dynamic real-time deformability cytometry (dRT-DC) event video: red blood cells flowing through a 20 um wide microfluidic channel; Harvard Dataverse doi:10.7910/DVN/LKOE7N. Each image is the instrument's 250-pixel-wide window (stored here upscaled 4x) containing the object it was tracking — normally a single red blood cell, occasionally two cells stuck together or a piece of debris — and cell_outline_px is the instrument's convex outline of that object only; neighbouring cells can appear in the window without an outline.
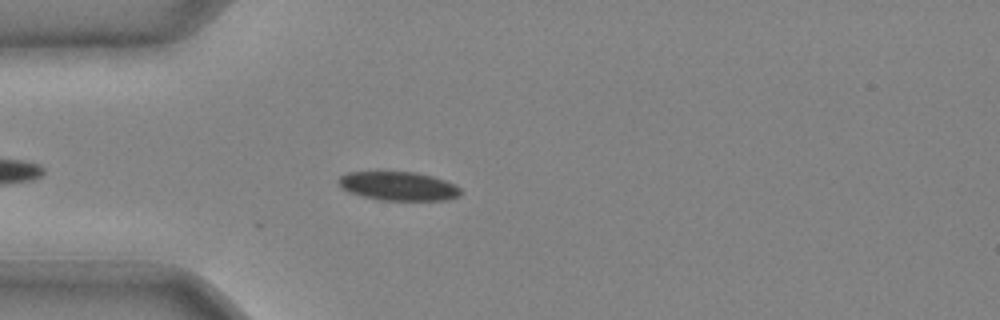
{"species": "common noctule bat (a hibernating species)", "species_latin": "Nyctalus noctula", "temperature_condition": "cold", "stored_images_in_passage": 25, "camera_frame_rate_fps": 3000, "um_per_image_px": 0.085, "animal": {"sex": "male", "body_mass_g": 20.4}, "frame": {"image": 1, "passage_image": 5, "time_ms": 1.333, "image_size_px": [1000, 320], "cell_outline_px": [[460, 192], [456, 196], [444, 200], [384, 200], [364, 196], [348, 192], [340, 184], [340, 176], [348, 172], [416, 172], [432, 176], [444, 180], [460, 188]], "centroid_in_image_um": [33.86, 15.81], "position_along_channel_um": 51.1, "area_um2": 20.0}}
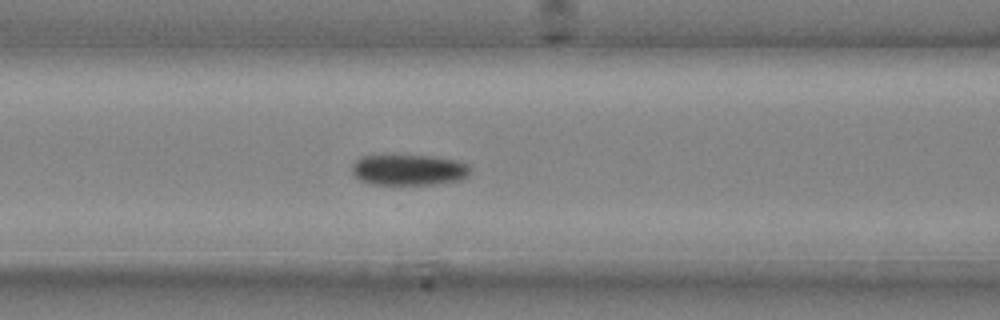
{"frame": {"image": 2, "passage_image": 11, "time_ms": 3.333, "image_size_px": [1000, 320], "cell_outline_px": [[472, 168], [468, 176], [460, 180], [436, 184], [368, 184], [360, 180], [352, 172], [352, 164], [360, 156], [384, 152], [392, 152], [432, 156], [460, 160], [468, 164]], "centroid_in_image_um": [34.72, 14.37], "position_along_channel_um": 131.9, "area_um2": 22.54}}
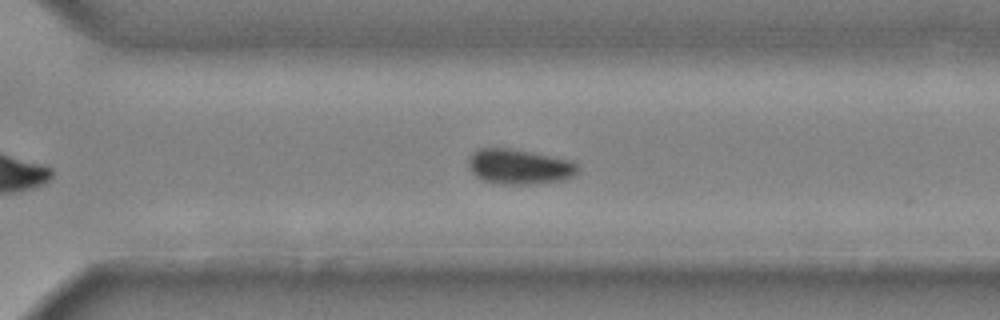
{"frame": {"image": 3, "passage_image": 24, "time_ms": 7.667, "image_size_px": [1000, 320], "cell_outline_px": [[580, 168], [576, 176], [564, 180], [532, 184], [496, 184], [484, 180], [476, 176], [468, 168], [468, 160], [472, 152], [480, 148], [508, 148], [572, 160]], "centroid_in_image_um": [44.15, 14.18], "position_along_channel_um": 326.4, "area_um2": 22.54}}